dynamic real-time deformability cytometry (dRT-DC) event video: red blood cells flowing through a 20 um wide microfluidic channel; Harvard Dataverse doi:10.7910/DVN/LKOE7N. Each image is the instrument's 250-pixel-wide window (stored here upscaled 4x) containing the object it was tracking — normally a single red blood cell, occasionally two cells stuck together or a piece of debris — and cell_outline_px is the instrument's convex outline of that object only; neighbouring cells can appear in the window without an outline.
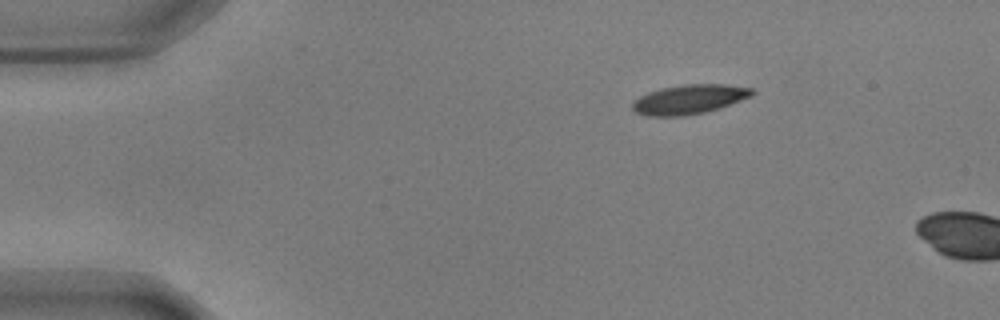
{"species": "common noctule bat (a hibernating species)", "species_latin": "Nyctalus noctula", "temperature_condition": "warm", "stored_images_in_passage": 4, "camera_frame_rate_fps": 3000, "um_per_image_px": 0.085, "animal": {"sex": "male", "body_mass_g": 17.9, "forearm_length_mm": 54.2}, "frame": {"image": 1, "passage_image": 1, "time_ms": 0.0, "image_size_px": [1000, 320], "cell_outline_px": [[756, 92], [752, 96], [720, 108], [704, 112], [684, 116], [648, 116], [636, 112], [632, 108], [632, 104], [640, 96], [648, 92], [660, 88], [684, 84], [724, 84], [752, 88]], "centroid_in_image_um": [58.61, 8.44], "position_along_channel_um": 26.4, "area_um2": 20.52}}